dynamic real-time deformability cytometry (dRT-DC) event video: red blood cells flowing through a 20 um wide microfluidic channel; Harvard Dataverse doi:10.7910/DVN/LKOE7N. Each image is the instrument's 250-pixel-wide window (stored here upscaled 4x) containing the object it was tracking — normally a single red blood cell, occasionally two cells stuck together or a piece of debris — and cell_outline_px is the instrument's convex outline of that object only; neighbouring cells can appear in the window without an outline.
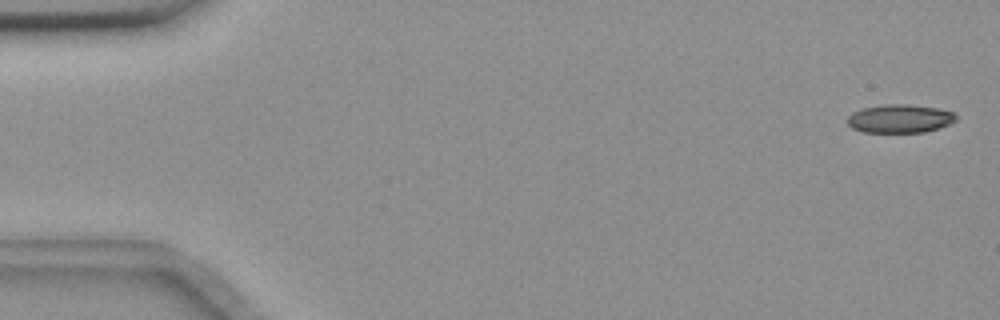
{"species": "common noctule bat (a hibernating species)", "species_latin": "Nyctalus noctula", "temperature_condition": "room temperature", "stored_images_in_passage": 56, "camera_frame_rate_fps": 3000, "um_per_image_px": 0.085, "animal": {"sex": "female", "body_mass_g": 18.4}, "frame": {"image": 1, "passage_image": 2, "time_ms": 0.333, "image_size_px": [1000, 320], "cell_outline_px": [[956, 120], [940, 128], [924, 132], [864, 132], [852, 128], [844, 120], [852, 112], [864, 108], [884, 104], [908, 104], [936, 108], [952, 112], [956, 116]], "centroid_in_image_um": [76.44, 10.08], "position_along_channel_um": 8.6, "area_um2": 17.98}}
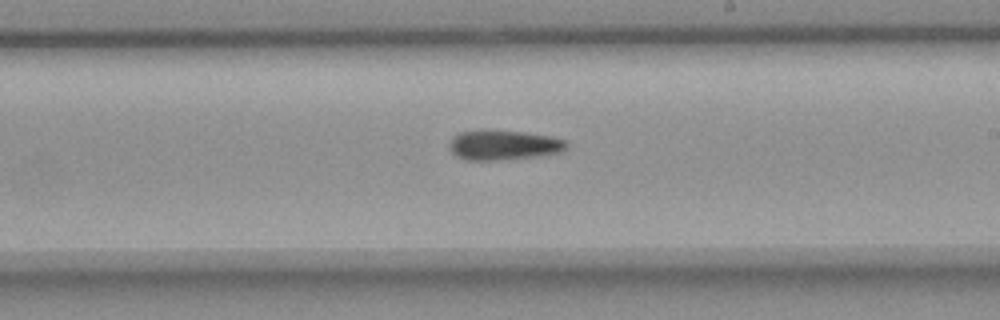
{"frame": {"image": 2, "passage_image": 33, "time_ms": 10.667, "image_size_px": [1000, 320], "cell_outline_px": [[568, 148], [560, 152], [532, 156], [496, 160], [464, 160], [456, 156], [448, 148], [448, 144], [452, 136], [460, 132], [484, 128], [524, 132], [552, 136], [564, 140], [568, 144]], "centroid_in_image_um": [42.73, 12.3], "position_along_channel_um": 246.3, "area_um2": 20.75}}
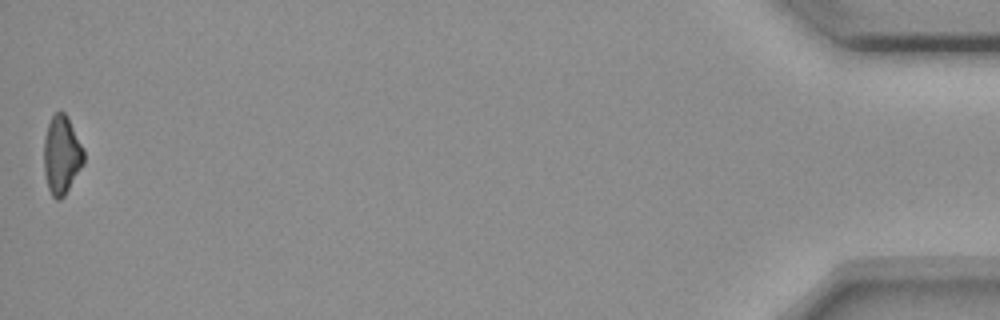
{"frame": {"image": 3, "passage_image": 56, "time_ms": 18.333, "image_size_px": [1000, 320], "cell_outline_px": [[84, 164], [64, 196], [60, 200], [56, 200], [52, 196], [48, 188], [44, 172], [44, 136], [48, 124], [52, 116], [56, 112], [64, 112], [68, 116], [84, 148]], "centroid_in_image_um": [5.25, 13.17], "position_along_channel_um": 430.0, "area_um2": 18.44}, "authors_computed_cell_mechanics": {"area_um2": 19.5364, "velocity_mm_per_s": 3.6583, "shape_relaxation_time_tau1_ms": 7.7389, "shape_relaxation_time_tau2_ms": null, "deformation_change_tau1": 0.1555, "deformation_change_tau2": null}}